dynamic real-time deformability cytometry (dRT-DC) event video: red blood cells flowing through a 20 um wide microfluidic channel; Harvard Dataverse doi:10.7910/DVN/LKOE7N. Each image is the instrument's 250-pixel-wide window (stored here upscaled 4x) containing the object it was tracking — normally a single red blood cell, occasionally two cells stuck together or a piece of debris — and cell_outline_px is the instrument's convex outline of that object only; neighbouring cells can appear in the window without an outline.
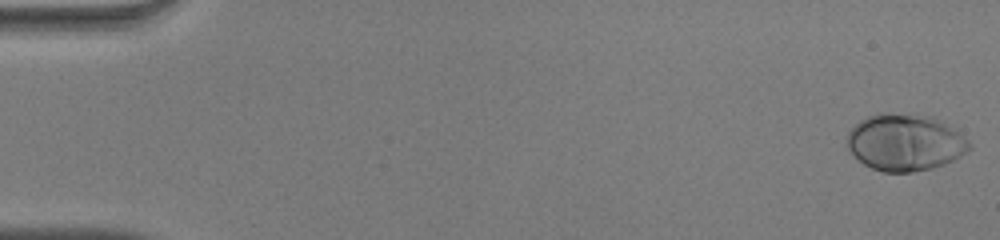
{"species": "human", "species_latin": "Homo sapiens", "temperature_condition": "warm", "stored_images_in_passage": 51, "camera_frame_rate_fps": 3000, "um_per_image_px": 0.085, "donor": {"sex": "male"}, "frame": {"image": 1, "passage_image": 1, "time_ms": 0.0, "image_size_px": [1000, 240], "cell_outline_px": [[972, 148], [960, 156], [944, 164], [932, 168], [912, 172], [884, 172], [872, 168], [864, 164], [848, 148], [848, 132], [860, 120], [868, 116], [880, 112], [888, 112], [932, 116], [968, 140], [972, 144]], "centroid_in_image_um": [76.92, 12.1], "position_along_channel_um": 8.1, "area_um2": 40.06}}
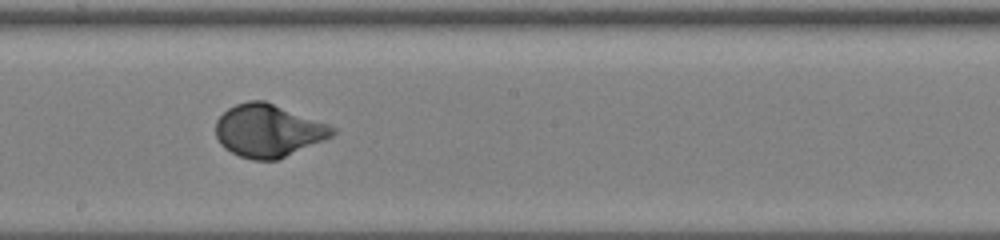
{"frame": {"image": 2, "passage_image": 29, "time_ms": 9.333, "image_size_px": [1000, 240], "cell_outline_px": [[336, 132], [332, 136], [324, 140], [276, 160], [252, 160], [240, 156], [224, 148], [220, 144], [216, 136], [216, 120], [228, 108], [236, 104], [248, 100], [264, 100], [328, 124], [336, 128]], "centroid_in_image_um": [22.78, 11.1], "position_along_channel_um": 225.4, "area_um2": 35.66}}
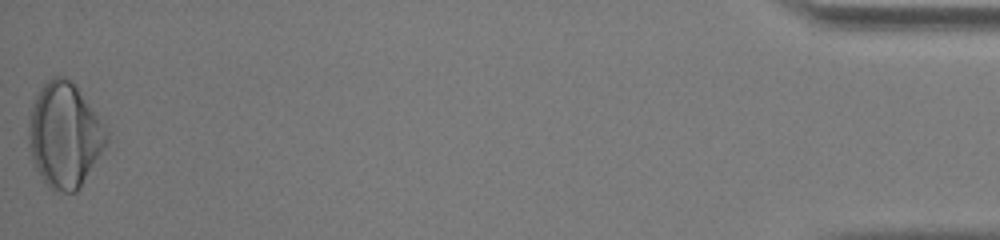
{"frame": {"image": 3, "passage_image": 51, "time_ms": 16.667, "image_size_px": [1000, 240], "cell_outline_px": [[108, 140], [104, 148], [76, 192], [64, 192], [48, 188], [36, 168], [28, 144], [28, 120], [32, 100], [44, 80], [52, 76], [64, 76], [72, 80], [96, 112], [108, 132]], "centroid_in_image_um": [5.45, 11.42], "position_along_channel_um": 429.7, "area_um2": 47.8}, "authors_computed_cell_mechanics": {"area_um2": 36.1828, "velocity_mm_per_s": 4.0698, "shape_relaxation_time_tau1_ms": 2.4504, "shape_relaxation_time_tau2_ms": null, "deformation_change_tau1": 0.1719, "deformation_change_tau2": null}}